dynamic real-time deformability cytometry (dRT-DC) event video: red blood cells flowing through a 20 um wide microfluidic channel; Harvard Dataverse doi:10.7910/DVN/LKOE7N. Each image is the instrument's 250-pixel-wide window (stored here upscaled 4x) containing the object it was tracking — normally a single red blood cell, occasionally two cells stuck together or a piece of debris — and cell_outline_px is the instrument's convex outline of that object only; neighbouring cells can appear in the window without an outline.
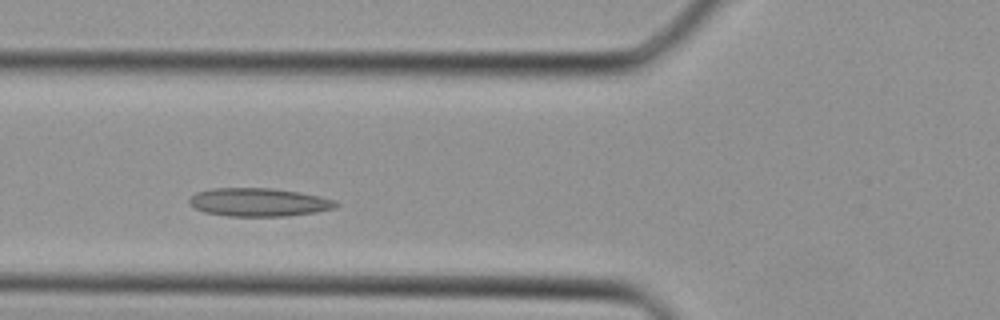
{"species": "Egyptian fruit bat (a non-hibernating species)", "species_latin": "Rousettus aegyptiacus", "temperature_condition": "cold", "stored_images_in_passage": 31, "camera_frame_rate_fps": 3000, "um_per_image_px": 0.085, "animal": {"sex": "female"}, "frame": {"image": 1, "passage_image": 6, "time_ms": 1.667, "image_size_px": [1000, 320], "cell_outline_px": [[340, 204], [336, 208], [316, 212], [288, 216], [228, 216], [204, 212], [188, 204], [188, 200], [196, 192], [212, 188], [272, 188], [300, 192], [320, 196], [336, 200]], "centroid_in_image_um": [22.02, 17.19], "position_along_channel_um": 103.8, "area_um2": 24.39}}
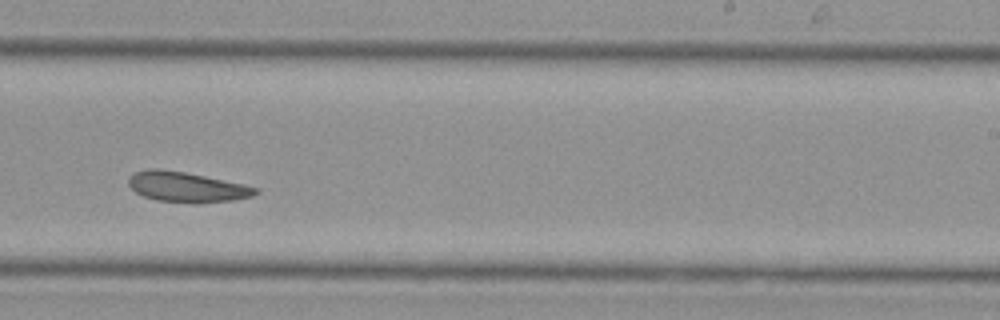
{"frame": {"image": 2, "passage_image": 16, "time_ms": 5.0, "image_size_px": [1000, 320], "cell_outline_px": [[260, 192], [252, 196], [232, 200], [196, 204], [156, 200], [144, 196], [136, 192], [128, 184], [128, 180], [136, 172], [152, 168], [160, 168], [184, 172], [244, 184], [260, 188]], "centroid_in_image_um": [15.91, 15.91], "position_along_channel_um": 273.1, "area_um2": 22.31}}
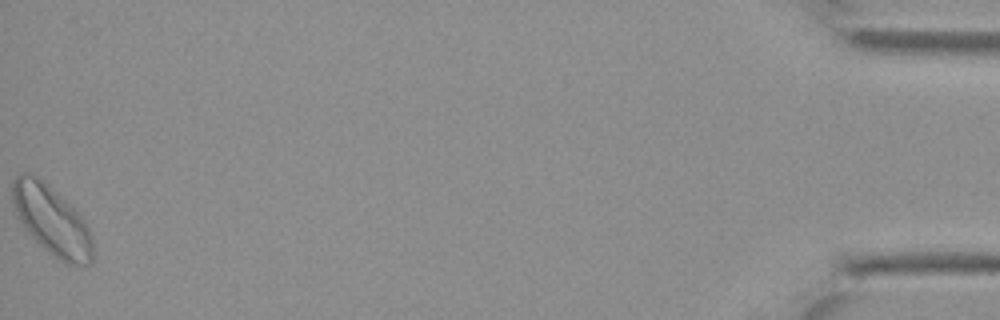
{"frame": {"image": 3, "passage_image": 31, "time_ms": 10.0, "image_size_px": [1000, 320], "cell_outline_px": [[92, 264], [68, 264], [60, 260], [48, 252], [24, 228], [16, 216], [12, 200], [12, 184], [16, 176], [20, 172], [28, 172], [44, 180], [84, 220], [92, 236]], "centroid_in_image_um": [4.36, 18.71], "position_along_channel_um": 430.8, "area_um2": 32.08}}